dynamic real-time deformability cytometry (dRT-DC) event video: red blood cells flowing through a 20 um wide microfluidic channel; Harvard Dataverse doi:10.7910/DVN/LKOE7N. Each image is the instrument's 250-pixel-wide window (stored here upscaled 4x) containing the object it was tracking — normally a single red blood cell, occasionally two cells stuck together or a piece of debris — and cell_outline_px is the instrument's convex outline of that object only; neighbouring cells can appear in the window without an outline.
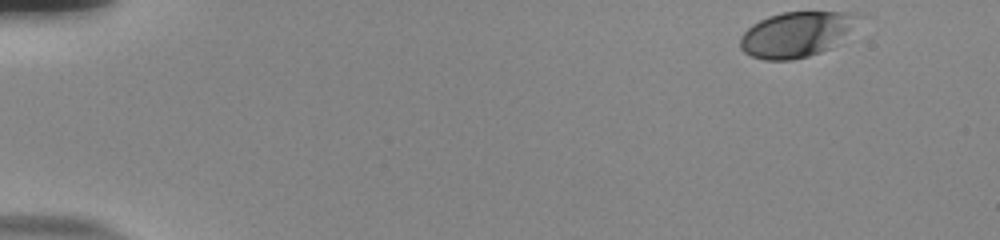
{"species": "human", "species_latin": "Homo sapiens", "temperature_condition": "room temperature", "stored_images_in_passage": 51, "camera_frame_rate_fps": 3000, "um_per_image_px": 0.085, "donor": {"sex": "male"}, "frame": {"image": 1, "passage_image": 1, "time_ms": 0.0, "image_size_px": [1000, 240], "cell_outline_px": [[864, 16], [828, 48], [820, 52], [808, 56], [792, 60], [764, 60], [752, 56], [744, 52], [740, 48], [740, 36], [752, 24], [768, 16], [784, 12], [852, 12]], "centroid_in_image_um": [67.63, 2.91], "position_along_channel_um": 17.4, "area_um2": 30.69}}
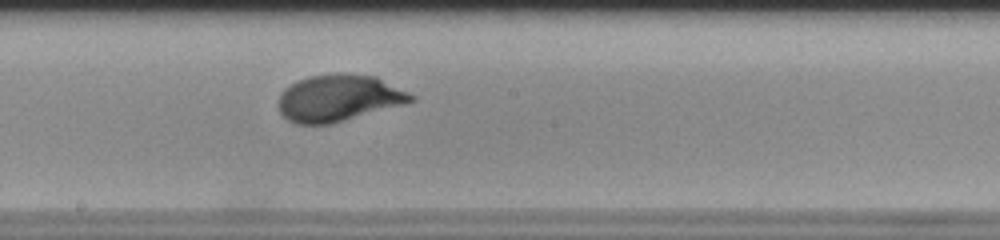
{"frame": {"image": 2, "passage_image": 28, "time_ms": 9.0, "image_size_px": [1000, 240], "cell_outline_px": [[416, 100], [328, 124], [296, 124], [288, 120], [280, 112], [280, 92], [284, 88], [296, 80], [308, 76], [336, 72], [340, 72], [376, 76], [416, 96]], "centroid_in_image_um": [28.75, 8.3], "position_along_channel_um": 219.4, "area_um2": 35.84}}
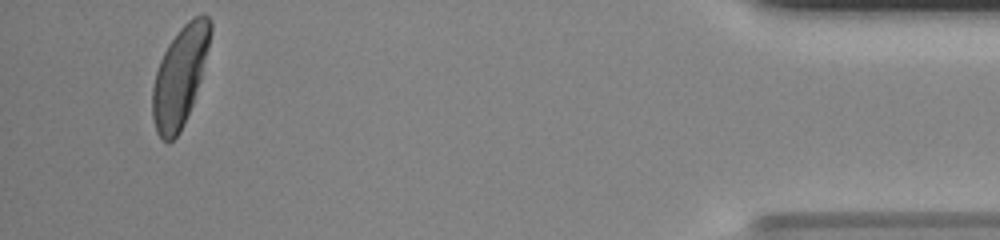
{"frame": {"image": 3, "passage_image": 49, "time_ms": 16.0, "image_size_px": [1000, 240], "cell_outline_px": [[212, 32], [200, 80], [192, 104], [184, 124], [180, 132], [168, 144], [156, 132], [152, 116], [152, 88], [156, 72], [160, 60], [168, 44], [180, 28], [188, 20], [204, 12], [212, 20]], "centroid_in_image_um": [15.29, 6.47], "position_along_channel_um": 419.9, "area_um2": 33.47}, "authors_computed_cell_mechanics": {"area_um2": 34.391, "velocity_mm_per_s": 3.7703, "shape_relaxation_time_tau1_ms": 3.0169, "shape_relaxation_time_tau2_ms": null, "deformation_change_tau1": 0.1734, "deformation_change_tau2": null}}